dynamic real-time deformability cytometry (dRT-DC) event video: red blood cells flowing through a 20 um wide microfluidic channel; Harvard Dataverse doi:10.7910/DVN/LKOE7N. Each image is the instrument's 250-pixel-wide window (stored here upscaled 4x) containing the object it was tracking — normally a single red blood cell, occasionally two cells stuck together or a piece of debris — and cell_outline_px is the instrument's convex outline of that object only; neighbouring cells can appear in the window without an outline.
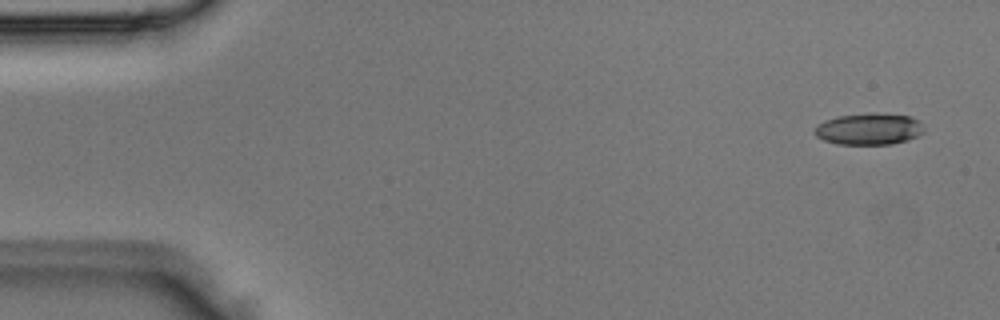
{"species": "Egyptian fruit bat (a non-hibernating species)", "species_latin": "Rousettus aegyptiacus", "temperature_condition": "room temperature", "stored_images_in_passage": 5, "camera_frame_rate_fps": 3000, "um_per_image_px": 0.085, "animal": {"sex": "male"}, "frame": {"image": 1, "passage_image": 1, "time_ms": 0.0, "image_size_px": [1000, 320], "cell_outline_px": [[924, 132], [908, 140], [892, 144], [836, 144], [824, 140], [816, 136], [816, 124], [824, 120], [836, 116], [912, 116], [920, 120]], "centroid_in_image_um": [73.85, 11.01], "position_along_channel_um": 11.1, "area_um2": 19.25}}